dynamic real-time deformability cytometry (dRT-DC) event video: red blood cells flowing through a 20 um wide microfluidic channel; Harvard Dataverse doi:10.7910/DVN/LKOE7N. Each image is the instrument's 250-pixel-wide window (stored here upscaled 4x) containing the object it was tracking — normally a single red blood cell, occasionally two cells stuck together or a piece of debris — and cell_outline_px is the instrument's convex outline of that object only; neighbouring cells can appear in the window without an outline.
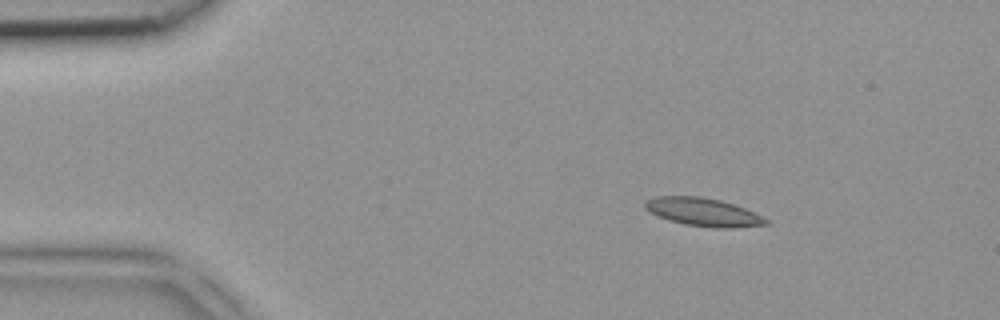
{"species": "common noctule bat (a hibernating species)", "species_latin": "Nyctalus noctula", "temperature_condition": "room temperature", "stored_images_in_passage": 2, "camera_frame_rate_fps": 3000, "um_per_image_px": 0.085, "animal": {"sex": "female", "body_mass_g": 18.4}, "frame": {"image": 1, "passage_image": 1, "time_ms": 0.0, "image_size_px": [1000, 320], "cell_outline_px": [[768, 224], [732, 228], [712, 228], [684, 224], [668, 220], [656, 216], [648, 212], [644, 208], [644, 204], [648, 200], [656, 196], [700, 196], [720, 200], [744, 208], [768, 220]], "centroid_in_image_um": [59.71, 18.03], "position_along_channel_um": 25.3, "area_um2": 19.77}}